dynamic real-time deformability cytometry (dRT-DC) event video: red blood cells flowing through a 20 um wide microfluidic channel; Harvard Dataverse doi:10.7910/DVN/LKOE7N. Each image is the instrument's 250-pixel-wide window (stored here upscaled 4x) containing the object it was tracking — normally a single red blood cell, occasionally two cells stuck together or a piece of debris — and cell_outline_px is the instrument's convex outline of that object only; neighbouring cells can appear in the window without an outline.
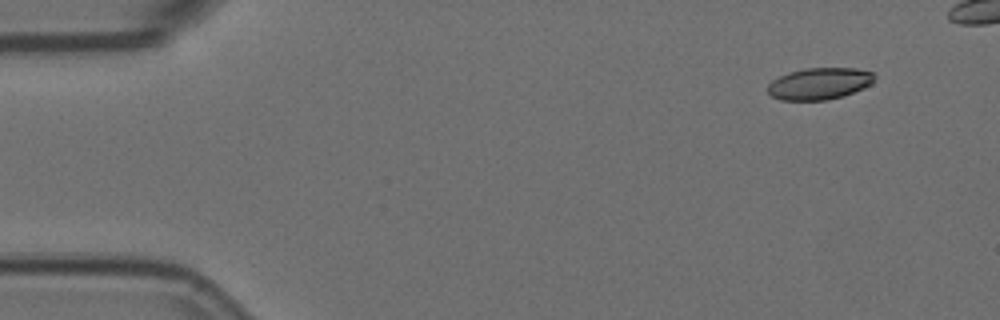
{"species": "Egyptian fruit bat (a non-hibernating species)", "species_latin": "Rousettus aegyptiacus", "temperature_condition": "room temperature", "stored_images_in_passage": 6, "camera_frame_rate_fps": 3000, "um_per_image_px": 0.085, "animal": {"sex": "female"}, "frame": {"image": 1, "passage_image": 1, "time_ms": 0.0, "image_size_px": [1000, 320], "cell_outline_px": [[876, 80], [872, 84], [844, 96], [828, 100], [780, 100], [772, 96], [768, 92], [768, 84], [772, 80], [780, 76], [792, 72], [808, 68], [856, 68], [872, 72], [876, 76]], "centroid_in_image_um": [69.69, 7.11], "position_along_channel_um": 15.3, "area_um2": 19.77}}
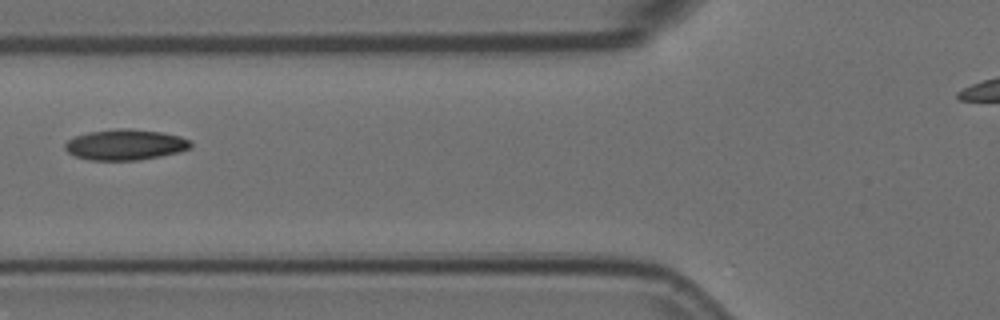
{"frame": {"image": 2, "passage_image": 6, "time_ms": 1.667, "image_size_px": [1000, 320], "cell_outline_px": [[192, 148], [180, 152], [140, 160], [88, 160], [76, 156], [68, 152], [64, 148], [64, 144], [68, 140], [76, 136], [88, 132], [120, 128], [132, 128], [160, 132], [180, 136], [188, 140], [192, 144]], "centroid_in_image_um": [10.66, 12.3], "position_along_channel_um": 115.1, "area_um2": 22.54}}